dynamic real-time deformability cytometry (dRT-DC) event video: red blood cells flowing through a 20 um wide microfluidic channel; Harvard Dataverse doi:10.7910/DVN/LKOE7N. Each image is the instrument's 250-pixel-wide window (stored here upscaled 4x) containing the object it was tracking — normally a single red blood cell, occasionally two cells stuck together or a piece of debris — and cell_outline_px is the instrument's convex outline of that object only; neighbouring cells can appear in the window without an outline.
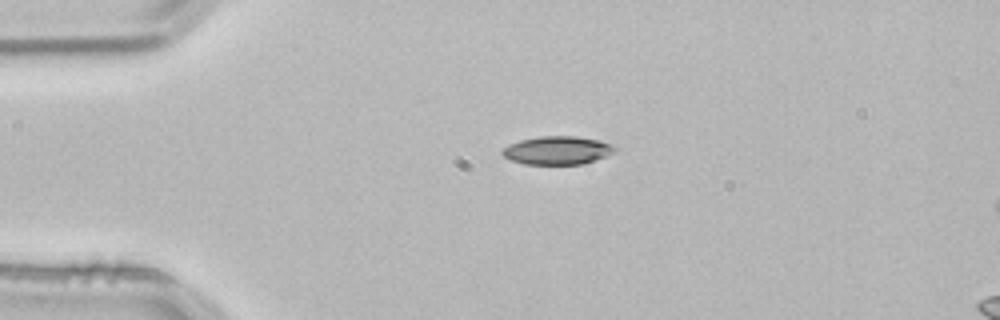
{"species": "common noctule bat (a hibernating species)", "species_latin": "Nyctalus noctula", "temperature_condition": "room temperature", "stored_images_in_passage": 2, "camera_frame_rate_fps": 3000, "um_per_image_px": 0.085, "animal": {"sex": "male", "body_mass_g": 21.5, "forearm_length_mm": 52.0}, "frame": {"image": 1, "passage_image": 1, "time_ms": 0.0, "image_size_px": [1000, 320], "cell_outline_px": [[616, 148], [612, 152], [604, 156], [584, 164], [524, 164], [512, 160], [504, 156], [500, 152], [508, 144], [520, 140], [540, 136], [576, 136], [600, 140], [612, 144]], "centroid_in_image_um": [47.35, 12.77], "position_along_channel_um": 37.6, "area_um2": 18.44}}
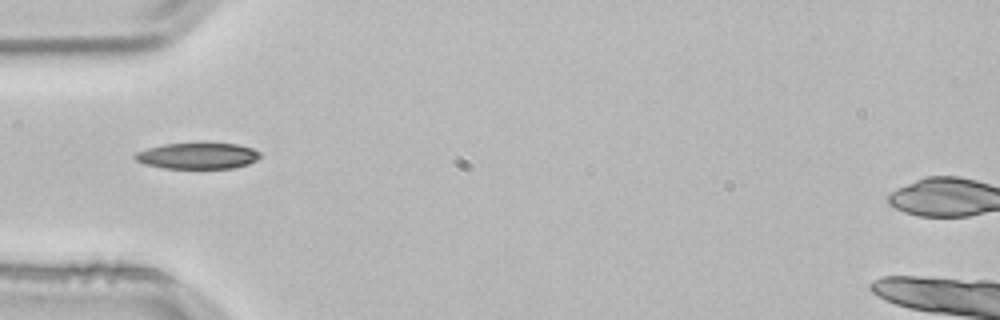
{"frame": {"image": 2, "passage_image": 2, "time_ms": 0.333, "image_size_px": [1000, 320], "cell_outline_px": [[260, 156], [256, 160], [248, 164], [232, 168], [164, 168], [144, 164], [136, 160], [132, 156], [136, 152], [148, 148], [164, 144], [200, 140], [236, 144], [252, 148], [260, 152]], "centroid_in_image_um": [16.79, 13.2], "position_along_channel_um": 68.2, "area_um2": 19.83}}